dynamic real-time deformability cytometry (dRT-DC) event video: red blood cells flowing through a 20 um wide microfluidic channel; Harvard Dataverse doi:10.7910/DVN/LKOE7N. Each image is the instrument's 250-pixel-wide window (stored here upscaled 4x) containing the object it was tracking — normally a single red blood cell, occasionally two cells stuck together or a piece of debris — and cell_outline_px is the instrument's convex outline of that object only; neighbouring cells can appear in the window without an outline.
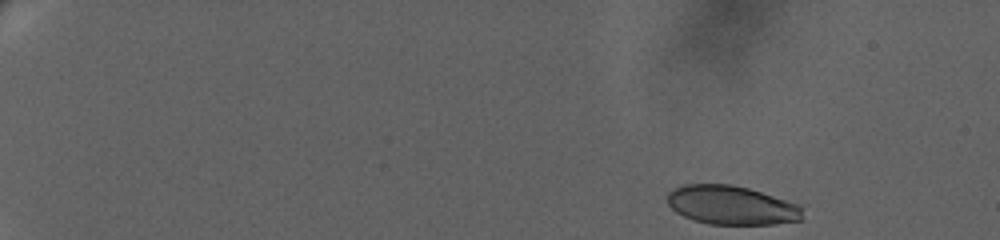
{"species": "human", "species_latin": "Homo sapiens", "temperature_condition": "warm", "stored_images_in_passage": 21, "camera_frame_rate_fps": 3000, "um_per_image_px": 0.085, "donor": {"sex": "female"}, "frame": {"image": 1, "passage_image": 1, "time_ms": 0.0, "image_size_px": [1000, 240], "cell_outline_px": [[804, 208], [800, 220], [772, 224], [708, 224], [692, 220], [676, 212], [668, 204], [668, 192], [684, 184], [732, 184], [748, 188], [800, 204]], "centroid_in_image_um": [62.18, 17.44], "position_along_channel_um": 22.8, "area_um2": 30.69}}
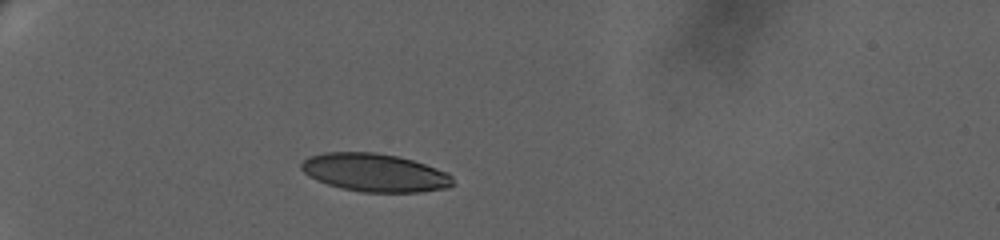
{"frame": {"image": 2, "passage_image": 18, "time_ms": 4.667, "image_size_px": [1000, 240], "cell_outline_px": [[456, 184], [448, 188], [420, 192], [364, 192], [340, 188], [316, 180], [304, 172], [300, 168], [300, 164], [308, 156], [324, 152], [376, 152], [396, 156], [412, 160], [436, 168], [452, 176]], "centroid_in_image_um": [31.85, 14.67], "position_along_channel_um": 53.1, "area_um2": 33.7}}